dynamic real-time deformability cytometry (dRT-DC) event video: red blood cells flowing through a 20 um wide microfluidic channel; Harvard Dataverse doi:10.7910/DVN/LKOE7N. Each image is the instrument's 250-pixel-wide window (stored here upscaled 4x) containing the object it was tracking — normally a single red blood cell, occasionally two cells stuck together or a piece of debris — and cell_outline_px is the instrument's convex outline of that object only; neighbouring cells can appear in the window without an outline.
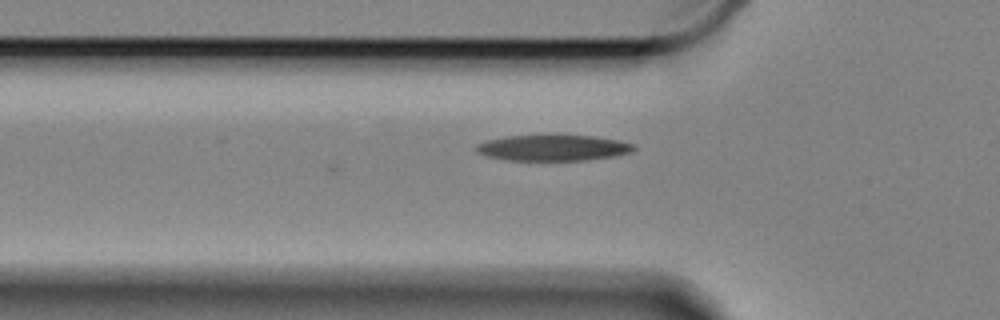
{"species": "Egyptian fruit bat (a non-hibernating species)", "species_latin": "Rousettus aegyptiacus", "temperature_condition": "cold", "stored_images_in_passage": 31, "camera_frame_rate_fps": 3000, "um_per_image_px": 0.085, "animal": {"sex": "female"}, "frame": {"image": 1, "passage_image": 3, "time_ms": 0.667, "image_size_px": [1000, 320], "cell_outline_px": [[636, 148], [632, 152], [612, 156], [584, 160], [504, 160], [484, 156], [476, 152], [472, 148], [476, 144], [488, 140], [508, 136], [556, 132], [592, 136], [620, 140], [632, 144]], "centroid_in_image_um": [46.94, 12.52], "position_along_channel_um": 78.9, "area_um2": 24.85}}
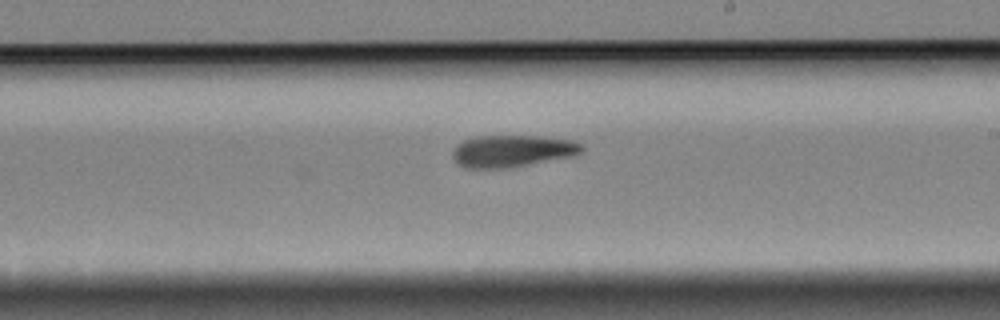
{"frame": {"image": 2, "passage_image": 18, "time_ms": 5.667, "image_size_px": [1000, 320], "cell_outline_px": [[584, 148], [580, 152], [572, 156], [504, 168], [464, 168], [452, 156], [452, 152], [464, 140], [476, 136], [540, 136], [572, 140], [580, 144]], "centroid_in_image_um": [43.53, 12.82], "position_along_channel_um": 245.5, "area_um2": 23.58}}
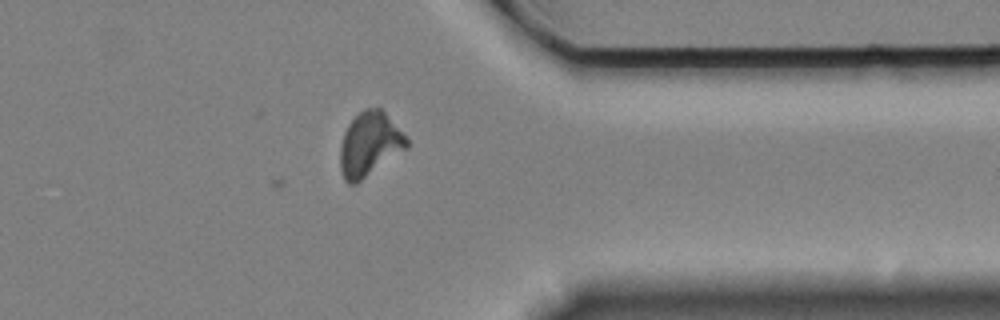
{"frame": {"image": 3, "passage_image": 31, "time_ms": 10.0, "image_size_px": [1000, 320], "cell_outline_px": [[408, 148], [356, 184], [348, 184], [344, 180], [340, 168], [340, 148], [344, 132], [348, 124], [364, 108], [380, 108], [384, 112], [408, 140]], "centroid_in_image_um": [31.39, 12.29], "position_along_channel_um": 380.0, "area_um2": 24.62}, "authors_computed_cell_mechanics": {"area_um2": 24.1604, "velocity_mm_per_s": 3.3143, "shape_relaxation_time_tau1_ms": 5.4293, "shape_relaxation_time_tau2_ms": null, "deformation_change_tau1": 0.1592, "deformation_change_tau2": null}}